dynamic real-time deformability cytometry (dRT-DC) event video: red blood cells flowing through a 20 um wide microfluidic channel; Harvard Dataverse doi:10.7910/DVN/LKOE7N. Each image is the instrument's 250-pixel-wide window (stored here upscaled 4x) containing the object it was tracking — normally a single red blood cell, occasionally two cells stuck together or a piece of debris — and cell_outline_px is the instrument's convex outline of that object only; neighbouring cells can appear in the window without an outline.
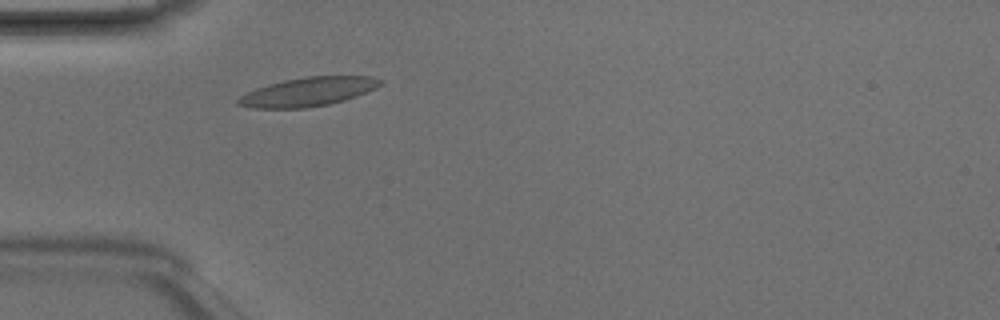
{"species": "Egyptian fruit bat (a non-hibernating species)", "species_latin": "Rousettus aegyptiacus", "temperature_condition": "room temperature", "stored_images_in_passage": 1, "camera_frame_rate_fps": 3000, "um_per_image_px": 0.085, "animal": {"sex": "male"}, "frame": {"image": 1, "passage_image": 1, "time_ms": 0.0, "image_size_px": [1000, 320], "cell_outline_px": [[384, 84], [376, 88], [356, 96], [344, 100], [328, 104], [304, 108], [256, 108], [236, 104], [236, 100], [240, 96], [256, 88], [268, 84], [284, 80], [308, 76], [372, 76], [384, 80]], "centroid_in_image_um": [26.22, 7.79], "position_along_channel_um": 58.8, "area_um2": 23.87}}